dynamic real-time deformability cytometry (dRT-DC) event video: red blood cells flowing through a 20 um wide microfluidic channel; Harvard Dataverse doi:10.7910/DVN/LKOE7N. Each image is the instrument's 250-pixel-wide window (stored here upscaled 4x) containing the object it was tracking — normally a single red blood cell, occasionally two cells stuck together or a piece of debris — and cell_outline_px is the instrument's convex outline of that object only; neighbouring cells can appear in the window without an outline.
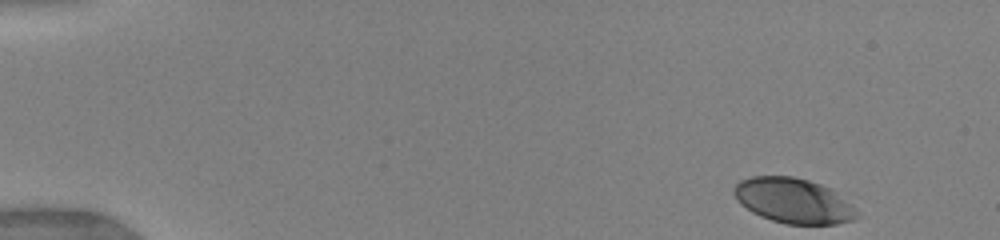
{"species": "human", "species_latin": "Homo sapiens", "temperature_condition": "warm", "stored_images_in_passage": 28, "camera_frame_rate_fps": 3000, "um_per_image_px": 0.085, "donor": {"sex": "female"}, "frame": {"image": 1, "passage_image": 1, "time_ms": 0.0, "image_size_px": [1000, 240], "cell_outline_px": [[860, 216], [852, 220], [836, 224], [788, 224], [772, 220], [760, 216], [752, 212], [732, 192], [736, 184], [740, 180], [752, 176], [792, 176], [808, 180], [832, 188]], "centroid_in_image_um": [67.43, 17.05], "position_along_channel_um": 17.6, "area_um2": 31.73}}
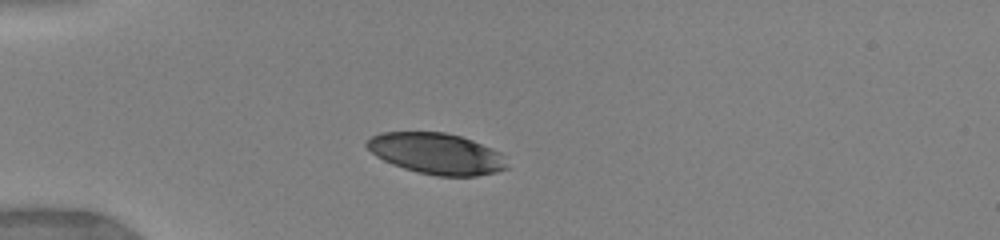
{"frame": {"image": 2, "passage_image": 22, "time_ms": 3.333, "image_size_px": [1000, 240], "cell_outline_px": [[508, 168], [496, 172], [476, 176], [436, 176], [416, 172], [392, 164], [376, 156], [364, 144], [372, 136], [380, 132], [444, 132], [460, 136], [472, 140], [492, 148], [500, 152], [508, 164]], "centroid_in_image_um": [37.11, 13.06], "position_along_channel_um": 47.9, "area_um2": 33.58}}